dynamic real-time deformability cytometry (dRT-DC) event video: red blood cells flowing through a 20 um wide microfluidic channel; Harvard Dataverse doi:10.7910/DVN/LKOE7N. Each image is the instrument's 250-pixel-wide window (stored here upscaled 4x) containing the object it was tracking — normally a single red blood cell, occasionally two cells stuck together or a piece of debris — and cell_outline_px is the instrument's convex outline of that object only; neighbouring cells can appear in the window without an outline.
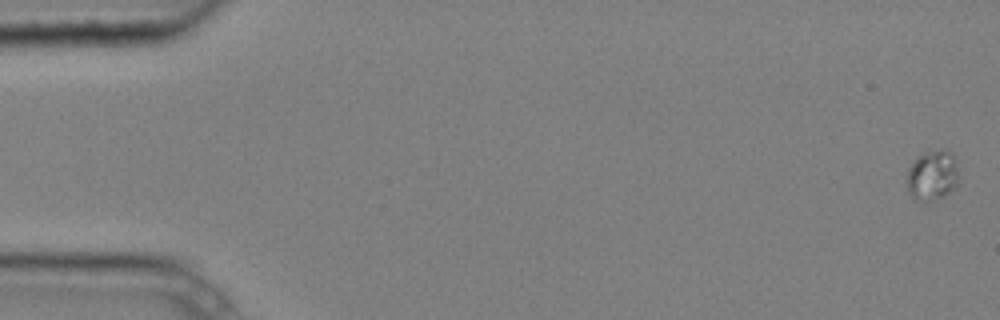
{"species": "common noctule bat (a hibernating species)", "species_latin": "Nyctalus noctula", "temperature_condition": "cold", "stored_images_in_passage": 6, "camera_frame_rate_fps": 3000, "um_per_image_px": 0.085, "animal": {"sex": "male", "body_mass_g": 20.4}, "frame": {"image": 1, "passage_image": 1, "time_ms": 0.0, "image_size_px": [1000, 320], "cell_outline_px": [[956, 184], [944, 196], [932, 200], [912, 200], [908, 192], [908, 168], [924, 152], [940, 148], [944, 148], [952, 152], [956, 168]], "centroid_in_image_um": [79.22, 14.89], "position_along_channel_um": 5.8, "area_um2": 14.8}}
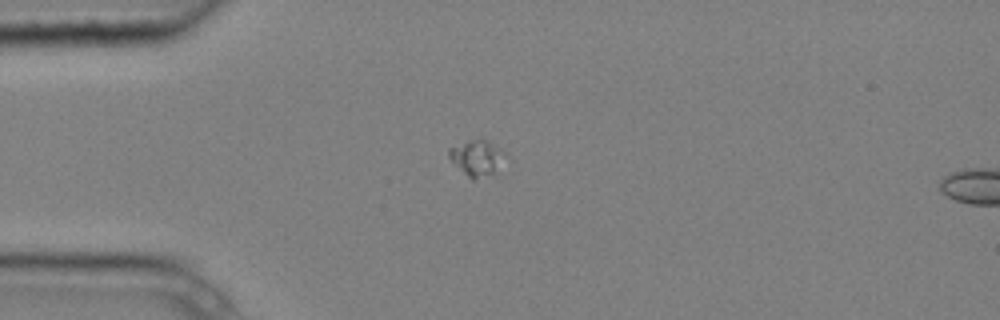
{"frame": {"image": 2, "passage_image": 5, "time_ms": 1.333, "image_size_px": [1000, 320], "cell_outline_px": [[508, 156], [492, 172], [472, 180], [448, 156], [448, 148], [480, 136], [488, 140], [500, 148]], "centroid_in_image_um": [40.54, 13.34], "position_along_channel_um": 44.5, "area_um2": 11.44}}